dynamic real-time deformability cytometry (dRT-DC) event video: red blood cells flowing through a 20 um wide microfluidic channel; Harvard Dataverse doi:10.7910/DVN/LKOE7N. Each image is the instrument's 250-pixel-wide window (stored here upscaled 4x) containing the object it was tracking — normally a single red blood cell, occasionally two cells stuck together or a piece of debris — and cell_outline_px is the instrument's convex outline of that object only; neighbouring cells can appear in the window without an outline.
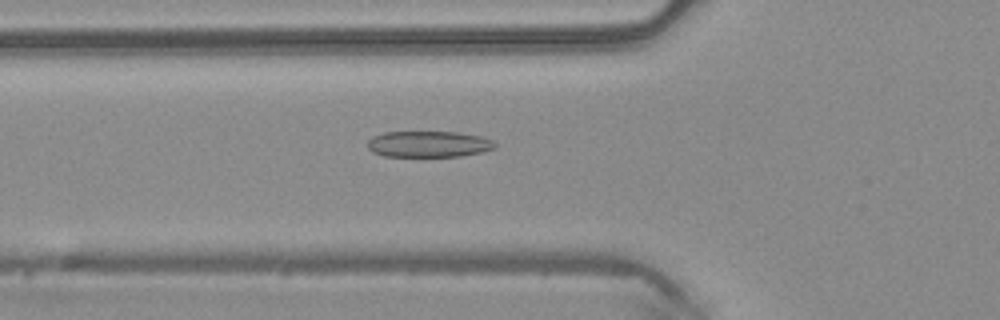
{"species": "common noctule bat (a hibernating species)", "species_latin": "Nyctalus noctula", "temperature_condition": "warm", "stored_images_in_passage": 49, "camera_frame_rate_fps": 3000, "um_per_image_px": 0.085, "animal": {"sex": "male", "body_mass_g": 20.4}, "frame": {"image": 1, "passage_image": 18, "time_ms": 5.667, "image_size_px": [1000, 320], "cell_outline_px": [[496, 148], [484, 152], [460, 156], [384, 156], [372, 152], [368, 148], [368, 140], [372, 136], [384, 132], [456, 132], [480, 136], [492, 140], [496, 144]], "centroid_in_image_um": [36.44, 12.25], "position_along_channel_um": 89.4, "area_um2": 19.48}}
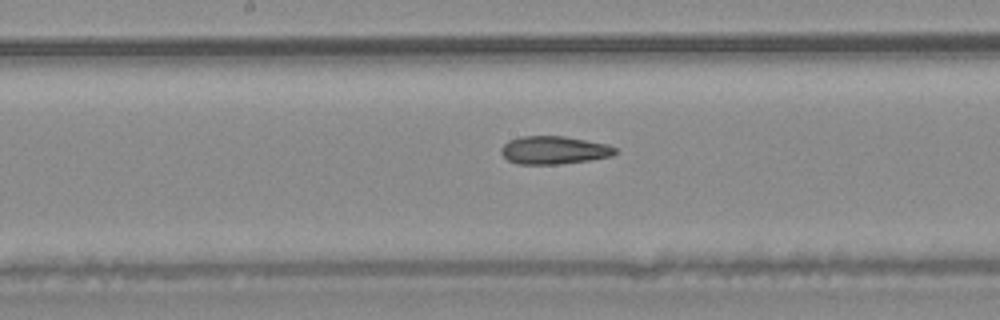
{"frame": {"image": 2, "passage_image": 26, "time_ms": 8.333, "image_size_px": [1000, 320], "cell_outline_px": [[616, 152], [612, 156], [588, 160], [560, 164], [516, 164], [508, 160], [500, 152], [500, 148], [508, 140], [520, 136], [564, 136], [608, 144], [616, 148]], "centroid_in_image_um": [47.06, 12.76], "position_along_channel_um": 201.1, "area_um2": 18.67}}
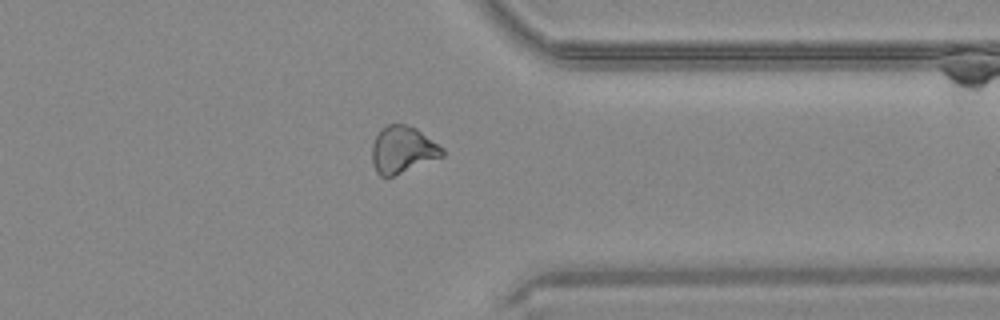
{"frame": {"image": 3, "passage_image": 39, "time_ms": 12.667, "image_size_px": [1000, 320], "cell_outline_px": [[444, 156], [392, 176], [380, 176], [376, 172], [372, 164], [372, 144], [380, 128], [388, 124], [404, 124], [416, 128], [444, 148]], "centroid_in_image_um": [34.21, 12.71], "position_along_channel_um": 377.2, "area_um2": 19.19}, "authors_computed_cell_mechanics": {"area_um2": 19.941, "velocity_mm_per_s": 4.1647, "shape_relaxation_time_tau1_ms": 9.8207, "shape_relaxation_time_tau2_ms": 2.9075, "deformation_change_tau1": 0.1773, "deformation_change_tau2": 0.1115}}